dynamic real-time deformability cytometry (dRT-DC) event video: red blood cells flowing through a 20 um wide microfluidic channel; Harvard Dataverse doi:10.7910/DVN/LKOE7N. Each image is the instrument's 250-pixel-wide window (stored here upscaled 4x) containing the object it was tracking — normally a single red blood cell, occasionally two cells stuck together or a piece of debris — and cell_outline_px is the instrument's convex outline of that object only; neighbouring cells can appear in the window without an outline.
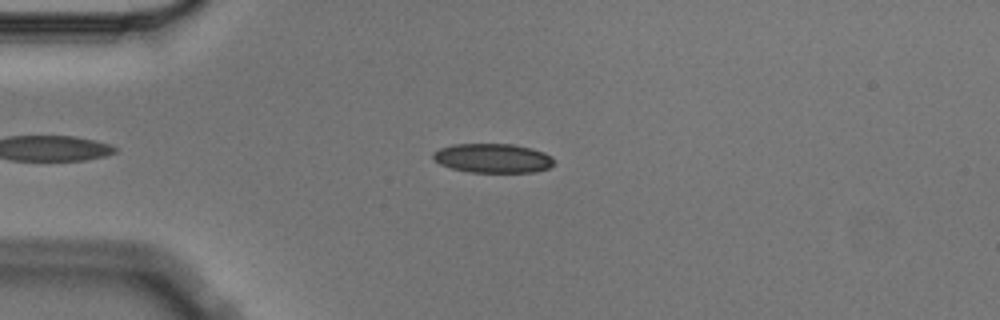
{"species": "Egyptian fruit bat (a non-hibernating species)", "species_latin": "Rousettus aegyptiacus", "temperature_condition": "cold", "stored_images_in_passage": 4, "camera_frame_rate_fps": 3000, "um_per_image_px": 0.085, "animal": {"sex": "male"}, "frame": {"image": 1, "passage_image": 1, "time_ms": 0.0, "image_size_px": [1000, 320], "cell_outline_px": [[556, 160], [548, 168], [532, 172], [468, 172], [452, 168], [440, 164], [432, 156], [432, 152], [440, 148], [452, 144], [512, 144], [532, 148], [544, 152], [552, 156]], "centroid_in_image_um": [41.89, 13.44], "position_along_channel_um": 43.1, "area_um2": 20.63}}
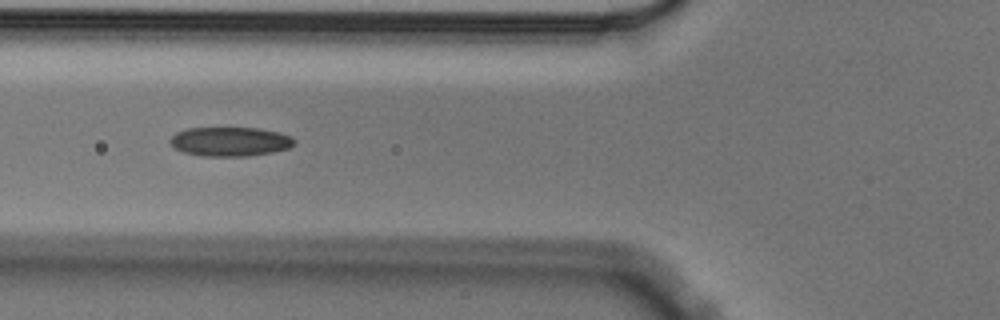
{"frame": {"image": 2, "passage_image": 3, "time_ms": 0.667, "image_size_px": [1000, 320], "cell_outline_px": [[296, 144], [288, 148], [272, 152], [248, 156], [200, 156], [184, 152], [176, 148], [168, 140], [176, 132], [188, 128], [260, 128], [280, 132], [292, 136], [296, 140]], "centroid_in_image_um": [19.6, 12.03], "position_along_channel_um": 106.2, "area_um2": 21.27}}
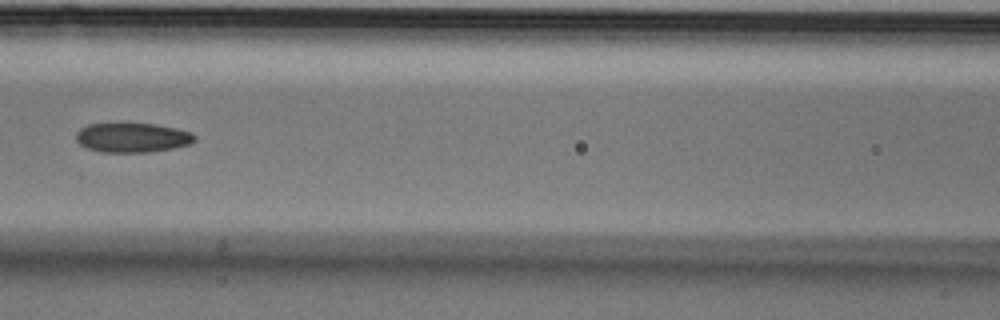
{"frame": {"image": 3, "passage_image": 4, "time_ms": 1.0, "image_size_px": [1000, 320], "cell_outline_px": [[196, 140], [188, 144], [172, 148], [148, 152], [100, 152], [88, 148], [80, 144], [76, 140], [76, 132], [80, 128], [88, 124], [120, 120], [156, 124], [176, 128], [192, 132], [196, 136]], "centroid_in_image_um": [11.2, 11.64], "position_along_channel_um": 155.4, "area_um2": 21.27}}